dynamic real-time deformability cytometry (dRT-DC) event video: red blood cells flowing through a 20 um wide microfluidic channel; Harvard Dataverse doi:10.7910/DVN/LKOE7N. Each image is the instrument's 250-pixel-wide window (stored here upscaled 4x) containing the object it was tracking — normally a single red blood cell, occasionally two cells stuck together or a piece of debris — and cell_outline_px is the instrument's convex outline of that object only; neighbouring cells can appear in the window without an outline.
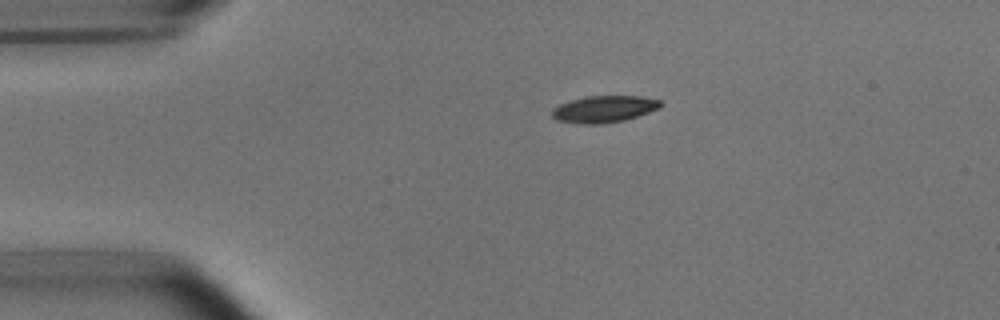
{"species": "common noctule bat (a hibernating species)", "species_latin": "Nyctalus noctula", "temperature_condition": "room temperature", "stored_images_in_passage": 43, "camera_frame_rate_fps": 3000, "um_per_image_px": 0.085, "animal": {"sex": "male", "body_mass_g": 15.6}, "frame": {"image": 1, "passage_image": 1, "time_ms": 0.0, "image_size_px": [1000, 320], "cell_outline_px": [[664, 104], [660, 108], [624, 120], [604, 124], [580, 124], [556, 120], [552, 116], [552, 108], [560, 104], [572, 100], [588, 96], [640, 96], [660, 100]], "centroid_in_image_um": [51.34, 9.27], "position_along_channel_um": 33.7, "area_um2": 16.94}}
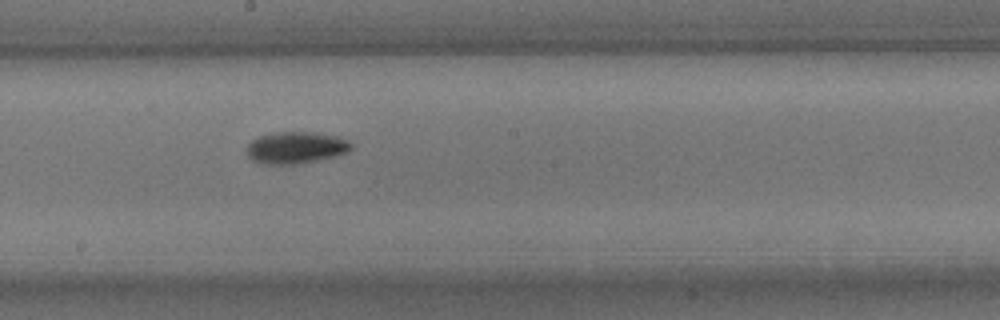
{"frame": {"image": 2, "passage_image": 19, "time_ms": 6.0, "image_size_px": [1000, 320], "cell_outline_px": [[352, 148], [348, 152], [316, 160], [296, 164], [260, 164], [252, 160], [248, 156], [244, 148], [252, 140], [260, 136], [272, 132], [316, 132], [340, 136], [348, 140], [352, 144]], "centroid_in_image_um": [25.12, 12.54], "position_along_channel_um": 223.1, "area_um2": 19.59}}
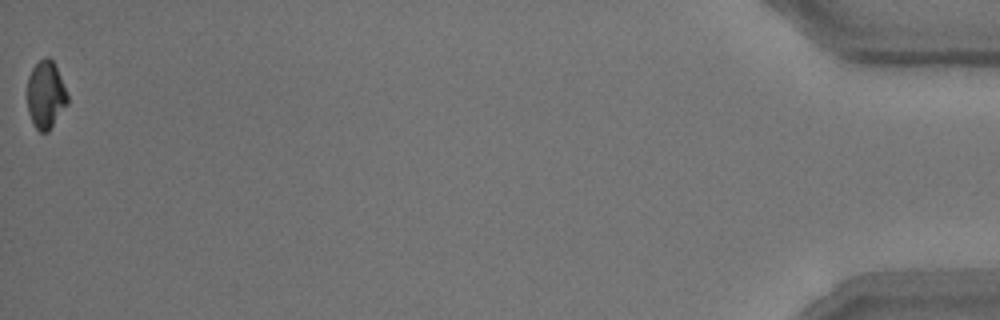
{"frame": {"image": 3, "passage_image": 43, "time_ms": 14.0, "image_size_px": [1000, 320], "cell_outline_px": [[68, 104], [48, 132], [40, 132], [32, 124], [28, 112], [28, 76], [32, 68], [44, 56], [48, 56], [56, 64], [68, 96]], "centroid_in_image_um": [3.89, 8.05], "position_along_channel_um": 431.3, "area_um2": 16.01}, "authors_computed_cell_mechanics": {"area_um2": 17.5712, "velocity_mm_per_s": 3.7945, "shape_relaxation_time_tau1_ms": 2.9653, "shape_relaxation_time_tau2_ms": 9.7199, "deformation_change_tau1": 0.1371, "deformation_change_tau2": 0.1632}}